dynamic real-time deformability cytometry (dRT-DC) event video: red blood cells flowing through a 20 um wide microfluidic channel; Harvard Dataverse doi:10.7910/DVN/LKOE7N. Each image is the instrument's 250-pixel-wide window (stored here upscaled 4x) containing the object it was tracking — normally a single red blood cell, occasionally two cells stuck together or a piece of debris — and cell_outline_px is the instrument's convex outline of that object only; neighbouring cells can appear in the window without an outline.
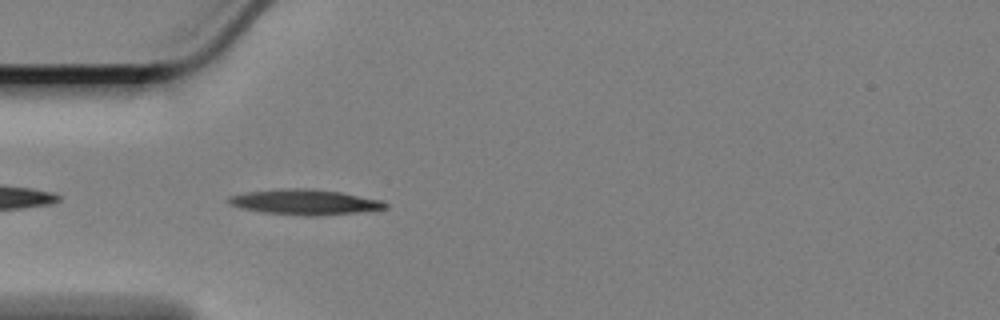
{"species": "Egyptian fruit bat (a non-hibernating species)", "species_latin": "Rousettus aegyptiacus", "temperature_condition": "cold", "stored_images_in_passage": 33, "camera_frame_rate_fps": 3000, "um_per_image_px": 0.085, "animal": {"sex": "female"}, "frame": {"image": 1, "passage_image": 3, "time_ms": 0.667, "image_size_px": [1000, 320], "cell_outline_px": [[388, 208], [356, 212], [316, 216], [264, 212], [240, 208], [232, 204], [228, 200], [228, 196], [248, 192], [292, 188], [312, 188], [340, 192], [384, 200], [388, 204]], "centroid_in_image_um": [25.97, 17.17], "position_along_channel_um": 59.0, "area_um2": 22.77}}
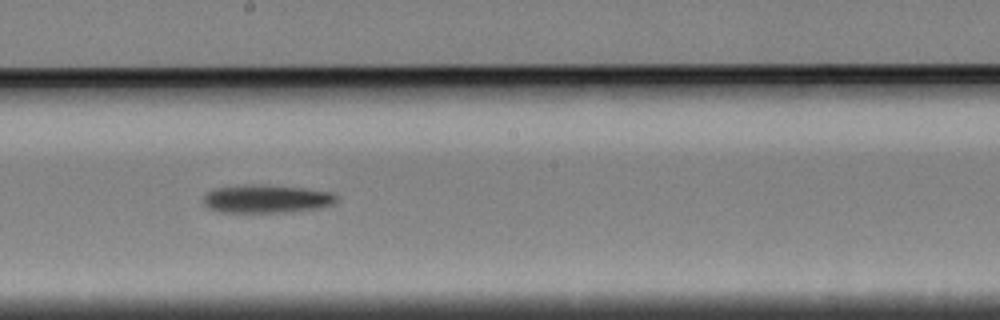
{"frame": {"image": 2, "passage_image": 18, "time_ms": 5.667, "image_size_px": [1000, 320], "cell_outline_px": [[336, 200], [332, 204], [320, 208], [288, 212], [220, 212], [208, 208], [204, 204], [204, 196], [208, 192], [216, 188], [264, 184], [300, 188], [332, 192], [336, 196]], "centroid_in_image_um": [22.66, 16.91], "position_along_channel_um": 225.5, "area_um2": 21.56}}
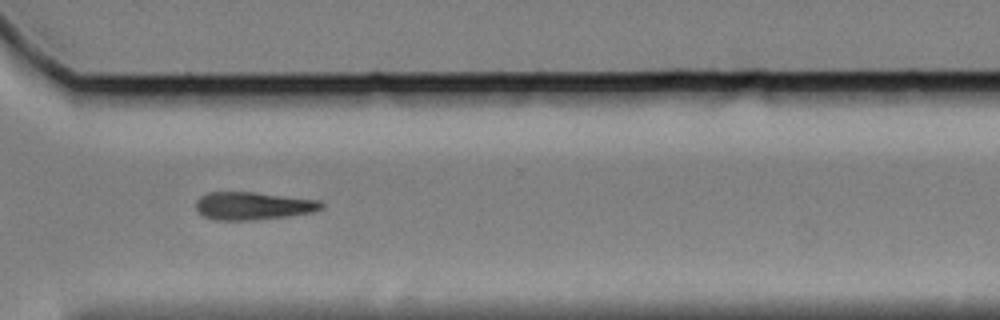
{"frame": {"image": 3, "passage_image": 29, "time_ms": 9.333, "image_size_px": [1000, 320], "cell_outline_px": [[324, 208], [316, 212], [292, 216], [248, 220], [216, 220], [204, 216], [196, 208], [196, 200], [200, 196], [208, 192], [256, 192], [320, 200], [324, 204]], "centroid_in_image_um": [21.57, 17.49], "position_along_channel_um": 349.0, "area_um2": 20.58}, "authors_computed_cell_mechanics": {"area_um2": 21.0392, "velocity_mm_per_s": 3.3698, "shape_relaxation_time_tau1_ms": 4.247, "shape_relaxation_time_tau2_ms": null, "deformation_change_tau1": 0.118, "deformation_change_tau2": null}}